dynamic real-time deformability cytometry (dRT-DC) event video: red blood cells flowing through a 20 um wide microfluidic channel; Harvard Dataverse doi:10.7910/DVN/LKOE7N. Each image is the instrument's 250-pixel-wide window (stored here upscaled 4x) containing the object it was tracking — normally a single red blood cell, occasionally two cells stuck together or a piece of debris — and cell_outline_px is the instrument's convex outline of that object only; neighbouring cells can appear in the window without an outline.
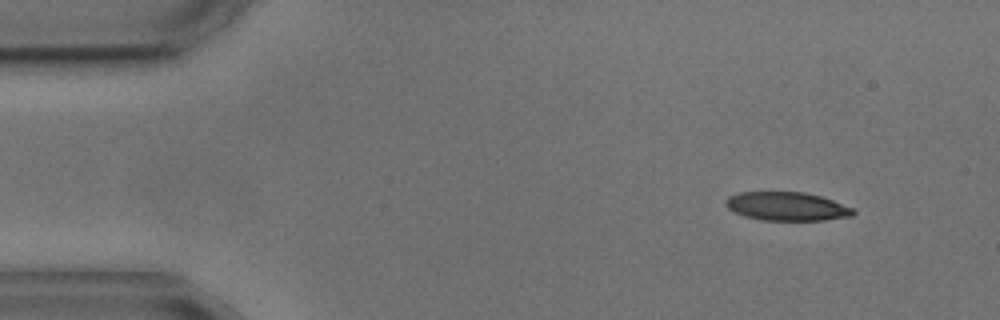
{"species": "common noctule bat (a hibernating species)", "species_latin": "Nyctalus noctula", "temperature_condition": "cold", "stored_images_in_passage": 6, "camera_frame_rate_fps": 3000, "um_per_image_px": 0.085, "animal": {"sex": "male", "body_mass_g": 17.9, "forearm_length_mm": 54.2}, "frame": {"image": 1, "passage_image": 1, "time_ms": 0.0, "image_size_px": [1000, 320], "cell_outline_px": [[856, 212], [852, 216], [824, 220], [760, 220], [744, 216], [728, 208], [724, 204], [724, 200], [728, 196], [736, 192], [804, 192], [820, 196], [832, 200], [852, 208]], "centroid_in_image_um": [66.84, 17.54], "position_along_channel_um": 18.2, "area_um2": 21.27}}
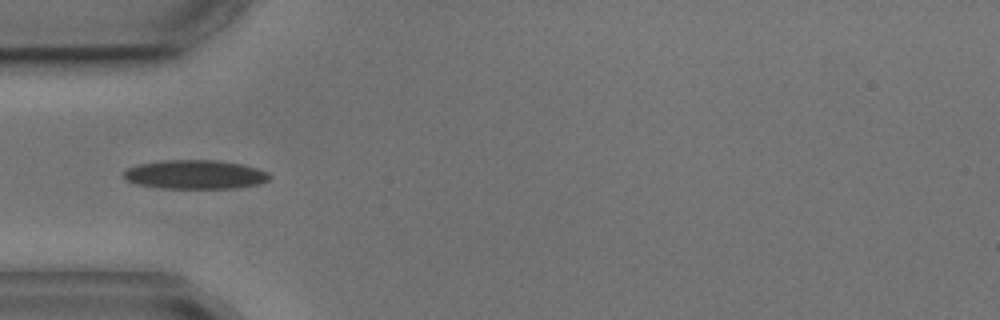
{"frame": {"image": 2, "passage_image": 4, "time_ms": 3.667, "image_size_px": [1000, 320], "cell_outline_px": [[272, 176], [268, 180], [260, 184], [236, 188], [160, 188], [136, 184], [124, 180], [124, 172], [128, 168], [140, 164], [168, 160], [216, 160], [240, 164], [256, 168], [268, 172]], "centroid_in_image_um": [16.6, 14.84], "position_along_channel_um": 68.4, "area_um2": 24.57}}